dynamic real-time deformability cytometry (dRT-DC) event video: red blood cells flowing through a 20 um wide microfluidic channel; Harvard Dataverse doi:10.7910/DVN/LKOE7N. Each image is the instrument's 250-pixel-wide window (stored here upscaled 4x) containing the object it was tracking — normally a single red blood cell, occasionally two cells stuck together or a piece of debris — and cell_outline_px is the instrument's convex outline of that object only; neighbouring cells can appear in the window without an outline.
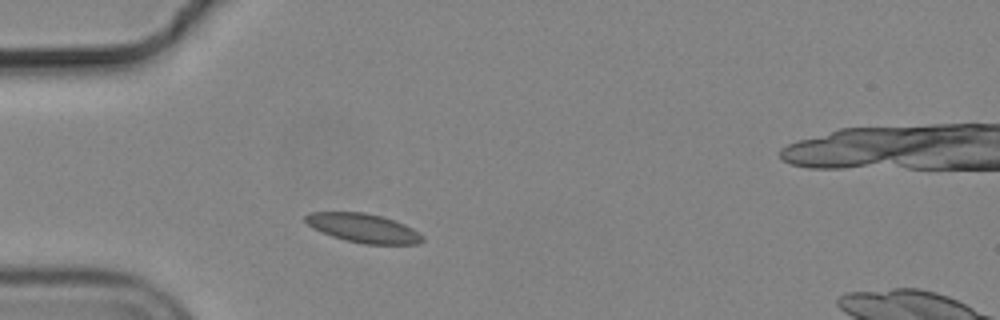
{"species": "common noctule bat (a hibernating species)", "species_latin": "Nyctalus noctula", "temperature_condition": "cold", "stored_images_in_passage": 41, "camera_frame_rate_fps": 3000, "um_per_image_px": 0.085, "animal": {"sex": "male", "body_mass_g": 19.2, "forearm_length_mm": 51.8}, "frame": {"image": 1, "passage_image": 6, "time_ms": 1.667, "image_size_px": [1000, 320], "cell_outline_px": [[424, 240], [416, 244], [364, 244], [344, 240], [332, 236], [312, 228], [304, 220], [304, 216], [312, 212], [364, 212], [380, 216], [404, 224], [420, 232], [424, 236]], "centroid_in_image_um": [30.88, 19.39], "position_along_channel_um": 54.1, "area_um2": 19.71}}
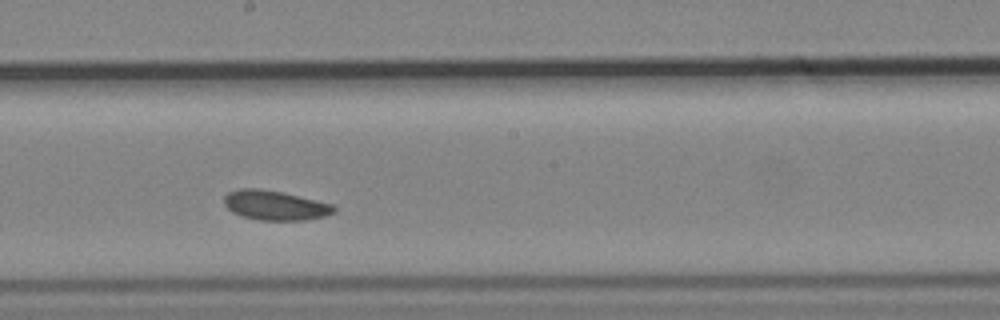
{"frame": {"image": 2, "passage_image": 21, "time_ms": 6.667, "image_size_px": [1000, 320], "cell_outline_px": [[336, 212], [324, 216], [304, 220], [260, 220], [240, 216], [232, 212], [224, 204], [224, 196], [228, 192], [240, 188], [260, 188], [280, 192], [332, 204], [336, 208]], "centroid_in_image_um": [23.34, 17.45], "position_along_channel_um": 224.9, "area_um2": 18.84}}
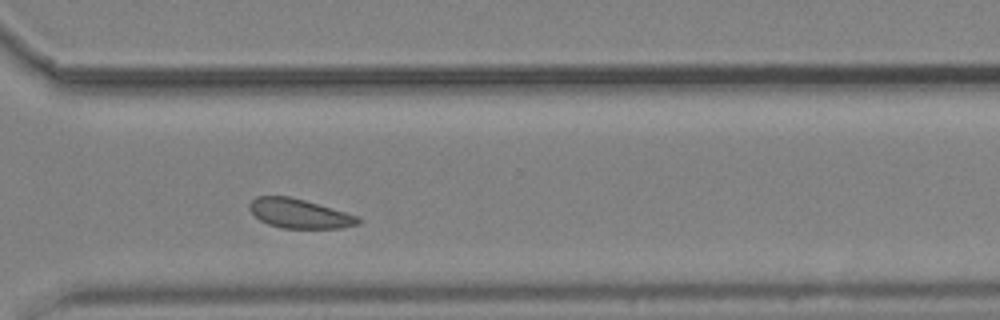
{"frame": {"image": 3, "passage_image": 31, "time_ms": 10.0, "image_size_px": [1000, 320], "cell_outline_px": [[360, 224], [340, 228], [280, 228], [268, 224], [260, 220], [248, 208], [248, 204], [256, 196], [288, 196], [304, 200], [360, 216]], "centroid_in_image_um": [25.45, 18.15], "position_along_channel_um": 345.2, "area_um2": 18.55}, "authors_computed_cell_mechanics": {"area_um2": 19.1896, "velocity_mm_per_s": 3.6099, "shape_relaxation_time_tau1_ms": 1.6527, "shape_relaxation_time_tau2_ms": 8.638, "deformation_change_tau1": 0.0545, "deformation_change_tau2": 0.0997}}